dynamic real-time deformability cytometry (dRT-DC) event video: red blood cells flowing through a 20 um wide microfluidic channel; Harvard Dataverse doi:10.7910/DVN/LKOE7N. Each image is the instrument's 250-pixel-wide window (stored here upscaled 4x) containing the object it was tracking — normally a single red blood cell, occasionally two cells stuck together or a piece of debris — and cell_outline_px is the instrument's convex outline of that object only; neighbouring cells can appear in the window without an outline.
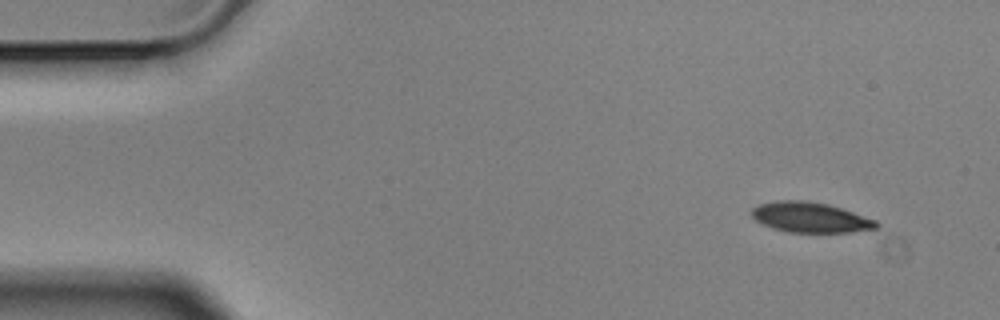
{"species": "Egyptian fruit bat (a non-hibernating species)", "species_latin": "Rousettus aegyptiacus", "temperature_condition": "cold", "stored_images_in_passage": 5, "camera_frame_rate_fps": 3000, "um_per_image_px": 0.085, "animal": {"sex": "male"}, "frame": {"image": 1, "passage_image": 1, "time_ms": 0.0, "image_size_px": [1000, 320], "cell_outline_px": [[880, 224], [876, 228], [852, 232], [788, 232], [772, 228], [756, 220], [752, 216], [752, 208], [760, 204], [776, 200], [808, 200], [828, 204], [876, 220]], "centroid_in_image_um": [68.87, 18.47], "position_along_channel_um": 16.1, "area_um2": 21.85}}
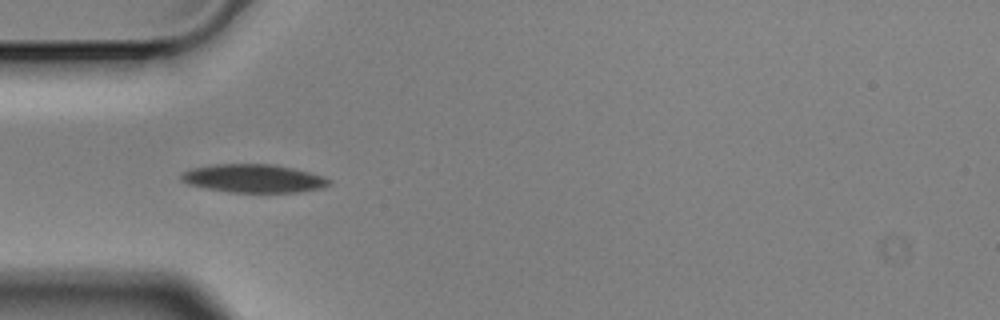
{"frame": {"image": 2, "passage_image": 4, "time_ms": 1.0, "image_size_px": [1000, 320], "cell_outline_px": [[332, 184], [324, 188], [296, 192], [228, 192], [188, 184], [180, 180], [180, 176], [184, 172], [192, 168], [212, 164], [272, 164], [292, 168], [324, 176], [332, 180]], "centroid_in_image_um": [21.59, 15.16], "position_along_channel_um": 63.4, "area_um2": 24.39}}
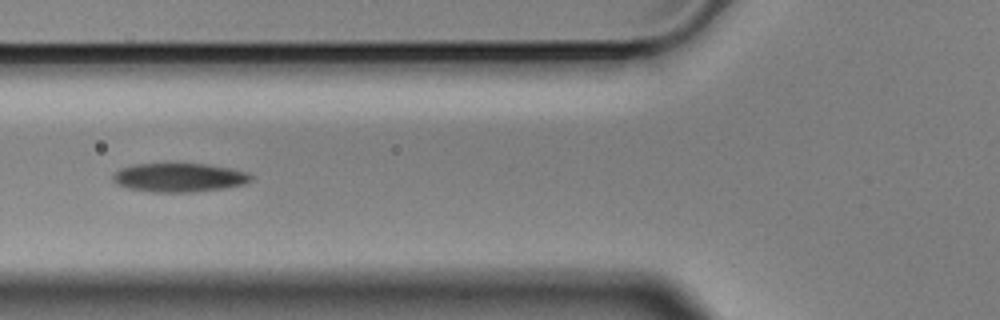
{"frame": {"image": 3, "passage_image": 5, "time_ms": 1.333, "image_size_px": [1000, 320], "cell_outline_px": [[252, 180], [244, 184], [224, 188], [192, 192], [152, 192], [128, 188], [116, 184], [112, 180], [112, 176], [120, 168], [132, 164], [204, 164], [232, 168], [248, 172], [252, 176]], "centroid_in_image_um": [15.22, 15.09], "position_along_channel_um": 110.6, "area_um2": 23.24}}